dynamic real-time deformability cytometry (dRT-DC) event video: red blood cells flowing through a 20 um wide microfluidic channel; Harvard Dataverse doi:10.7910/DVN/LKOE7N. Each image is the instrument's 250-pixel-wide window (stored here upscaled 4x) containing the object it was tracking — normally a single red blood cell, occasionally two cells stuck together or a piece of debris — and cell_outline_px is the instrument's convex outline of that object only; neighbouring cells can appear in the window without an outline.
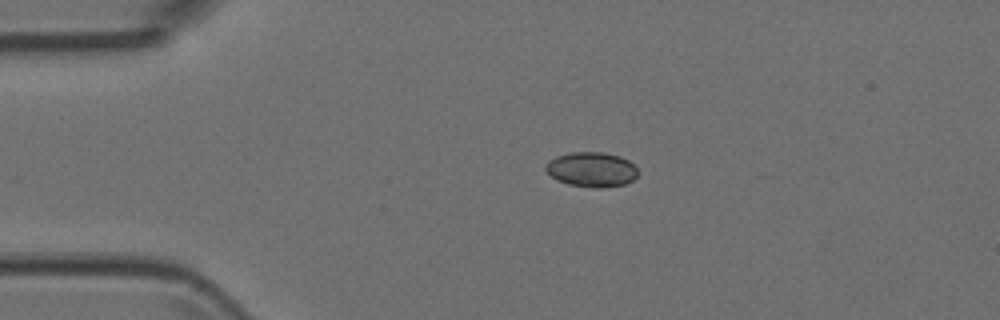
{"species": "Egyptian fruit bat (a non-hibernating species)", "species_latin": "Rousettus aegyptiacus", "temperature_condition": "room temperature", "stored_images_in_passage": 4, "camera_frame_rate_fps": 3000, "um_per_image_px": 0.085, "animal": {"sex": "female"}, "frame": {"image": 1, "passage_image": 3, "time_ms": 0.667, "image_size_px": [1000, 320], "cell_outline_px": [[636, 176], [632, 180], [624, 184], [600, 188], [596, 188], [568, 184], [556, 180], [544, 168], [548, 160], [556, 156], [572, 152], [604, 152], [620, 156], [628, 160], [636, 168]], "centroid_in_image_um": [50.25, 14.4], "position_along_channel_um": 34.7, "area_um2": 18.61}}